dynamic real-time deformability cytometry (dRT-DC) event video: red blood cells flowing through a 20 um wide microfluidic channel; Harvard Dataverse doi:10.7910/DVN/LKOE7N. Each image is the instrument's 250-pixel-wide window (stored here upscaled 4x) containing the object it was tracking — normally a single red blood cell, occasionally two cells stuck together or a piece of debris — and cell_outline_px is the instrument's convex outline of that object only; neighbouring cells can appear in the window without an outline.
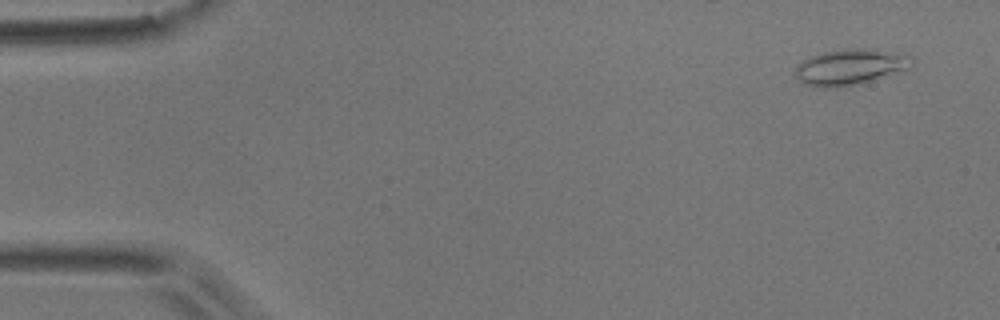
{"species": "common noctule bat (a hibernating species)", "species_latin": "Nyctalus noctula", "temperature_condition": "room temperature", "stored_images_in_passage": 2, "camera_frame_rate_fps": 3000, "um_per_image_px": 0.085, "animal": {"sex": "male", "body_mass_g": 17.9}, "frame": {"image": 1, "passage_image": 1, "time_ms": 0.0, "image_size_px": [1000, 320], "cell_outline_px": [[916, 60], [908, 68], [896, 72], [848, 84], [820, 88], [804, 84], [796, 76], [796, 68], [804, 60], [812, 56], [824, 52], [848, 48], [872, 48], [912, 56]], "centroid_in_image_um": [72.27, 5.64], "position_along_channel_um": 12.7, "area_um2": 23.35}}